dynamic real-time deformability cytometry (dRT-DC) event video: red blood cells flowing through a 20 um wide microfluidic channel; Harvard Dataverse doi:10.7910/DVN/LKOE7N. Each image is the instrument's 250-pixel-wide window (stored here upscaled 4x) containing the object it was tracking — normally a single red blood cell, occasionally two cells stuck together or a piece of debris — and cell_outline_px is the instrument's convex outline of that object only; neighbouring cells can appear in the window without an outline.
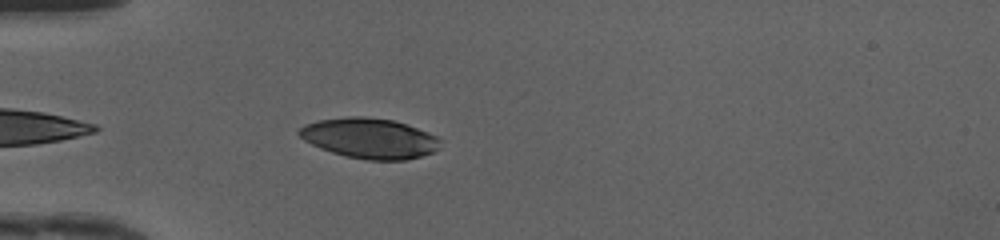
{"species": "human", "species_latin": "Homo sapiens", "temperature_condition": "cold", "stored_images_in_passage": 35, "camera_frame_rate_fps": 3000, "um_per_image_px": 0.085, "donor": {"sex": "female"}, "frame": {"image": 1, "passage_image": 3, "time_ms": 0.667, "image_size_px": [1000, 240], "cell_outline_px": [[440, 140], [436, 152], [404, 160], [368, 160], [348, 156], [332, 152], [320, 148], [304, 140], [296, 132], [300, 128], [308, 124], [320, 120], [348, 116], [364, 116], [396, 120], [428, 132], [436, 136]], "centroid_in_image_um": [31.43, 11.74], "position_along_channel_um": 53.6, "area_um2": 33.0}}
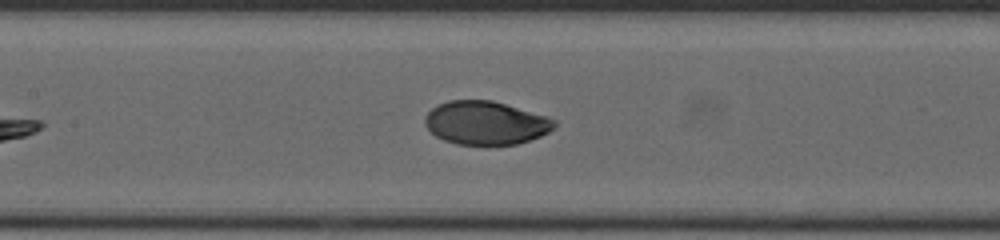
{"frame": {"image": 2, "passage_image": 12, "time_ms": 3.667, "image_size_px": [1000, 240], "cell_outline_px": [[556, 128], [540, 136], [516, 144], [456, 144], [444, 140], [436, 136], [424, 124], [424, 116], [436, 104], [448, 100], [492, 100], [544, 116], [556, 120]], "centroid_in_image_um": [41.25, 10.44], "position_along_channel_um": 166.2, "area_um2": 32.54}}
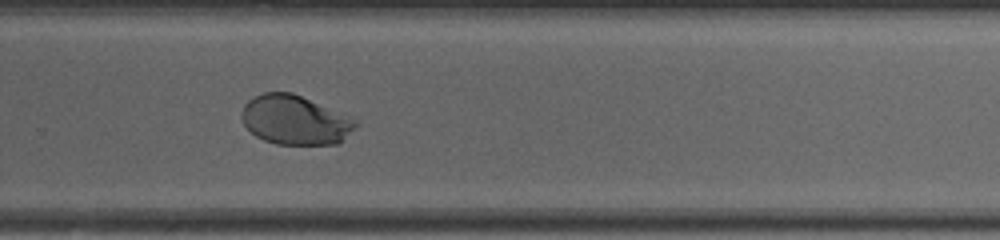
{"frame": {"image": 3, "passage_image": 22, "time_ms": 7.0, "image_size_px": [1000, 240], "cell_outline_px": [[360, 124], [340, 144], [276, 144], [264, 140], [256, 136], [244, 124], [240, 116], [240, 112], [244, 104], [248, 100], [264, 92], [292, 92], [360, 120]], "centroid_in_image_um": [25.12, 10.2], "position_along_channel_um": 304.7, "area_um2": 33.12}, "authors_computed_cell_mechanics": {"area_um2": 33.524, "velocity_mm_per_s": 4.1737, "shape_relaxation_time_tau1_ms": 2.6412, "shape_relaxation_time_tau2_ms": null, "deformation_change_tau1": 0.1429, "deformation_change_tau2": null}}